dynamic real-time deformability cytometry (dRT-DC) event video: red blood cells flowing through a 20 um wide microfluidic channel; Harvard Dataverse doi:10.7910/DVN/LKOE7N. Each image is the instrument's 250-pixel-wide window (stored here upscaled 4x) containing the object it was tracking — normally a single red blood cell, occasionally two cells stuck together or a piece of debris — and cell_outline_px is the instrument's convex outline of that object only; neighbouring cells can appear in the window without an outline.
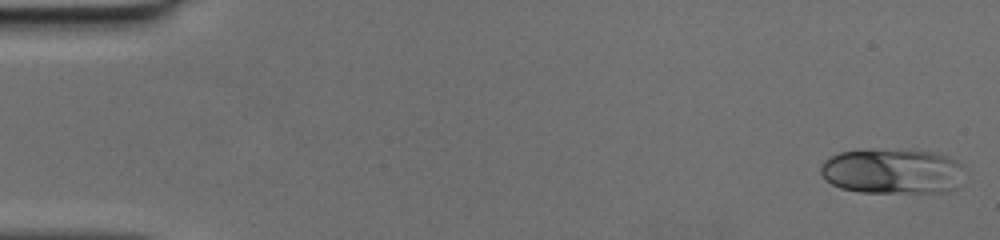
{"species": "human", "species_latin": "Homo sapiens", "temperature_condition": "cold", "stored_images_in_passage": 48, "camera_frame_rate_fps": 3000, "um_per_image_px": 0.085, "donor": {"sex": "female"}, "frame": {"image": 1, "passage_image": 1, "time_ms": 0.0, "image_size_px": [1000, 240], "cell_outline_px": [[960, 164], [956, 188], [948, 192], [860, 192], [840, 188], [832, 184], [820, 172], [820, 168], [824, 160], [840, 152], [908, 148], [936, 152], [948, 156], [956, 160]], "centroid_in_image_um": [75.83, 14.54], "position_along_channel_um": 9.2, "area_um2": 37.8}}
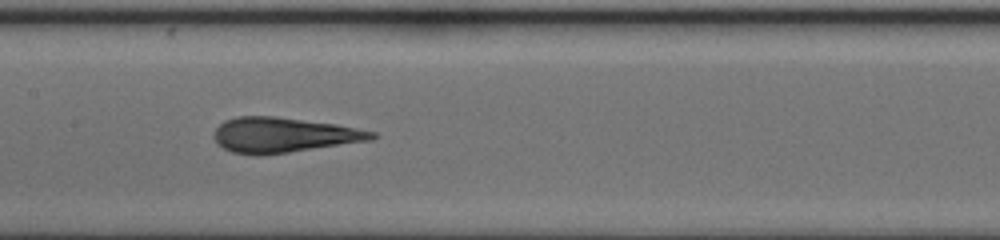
{"frame": {"image": 2, "passage_image": 24, "time_ms": 7.667, "image_size_px": [1000, 240], "cell_outline_px": [[380, 136], [372, 140], [260, 156], [256, 156], [232, 152], [216, 144], [212, 136], [212, 132], [224, 120], [236, 116], [276, 116], [336, 124], [376, 132]], "centroid_in_image_um": [24.06, 11.47], "position_along_channel_um": 183.3, "area_um2": 32.54}}
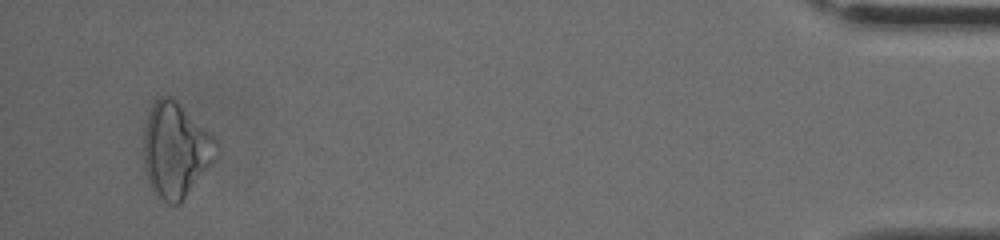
{"frame": {"image": 3, "passage_image": 46, "time_ms": 15.0, "image_size_px": [1000, 240], "cell_outline_px": [[220, 152], [208, 168], [180, 204], [168, 204], [156, 196], [152, 192], [148, 180], [144, 164], [144, 132], [148, 116], [156, 100], [160, 96], [168, 96], [212, 136], [216, 140], [220, 148]], "centroid_in_image_um": [14.92, 12.84], "position_along_channel_um": 420.3, "area_um2": 39.25}}